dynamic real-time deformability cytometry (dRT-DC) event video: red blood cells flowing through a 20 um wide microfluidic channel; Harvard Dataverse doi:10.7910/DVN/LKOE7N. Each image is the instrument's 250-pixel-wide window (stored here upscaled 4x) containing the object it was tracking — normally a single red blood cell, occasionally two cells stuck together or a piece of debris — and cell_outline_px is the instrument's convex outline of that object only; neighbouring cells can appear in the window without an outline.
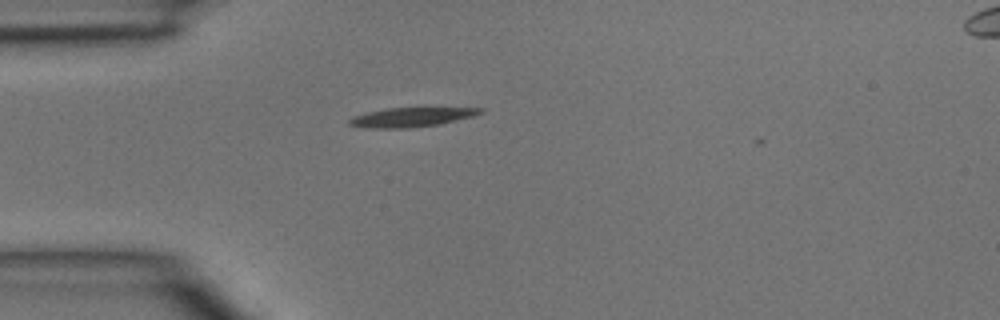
{"species": "common noctule bat (a hibernating species)", "species_latin": "Nyctalus noctula", "temperature_condition": "room temperature", "stored_images_in_passage": 3, "camera_frame_rate_fps": 3000, "um_per_image_px": 0.085, "animal": {"sex": "male", "body_mass_g": 15.6}, "frame": {"image": 1, "passage_image": 2, "time_ms": 0.333, "image_size_px": [1000, 320], "cell_outline_px": [[484, 112], [472, 116], [440, 124], [408, 128], [364, 128], [348, 124], [348, 120], [352, 116], [364, 112], [384, 108], [484, 108]], "centroid_in_image_um": [34.88, 9.96], "position_along_channel_um": 50.1, "area_um2": 14.8}}